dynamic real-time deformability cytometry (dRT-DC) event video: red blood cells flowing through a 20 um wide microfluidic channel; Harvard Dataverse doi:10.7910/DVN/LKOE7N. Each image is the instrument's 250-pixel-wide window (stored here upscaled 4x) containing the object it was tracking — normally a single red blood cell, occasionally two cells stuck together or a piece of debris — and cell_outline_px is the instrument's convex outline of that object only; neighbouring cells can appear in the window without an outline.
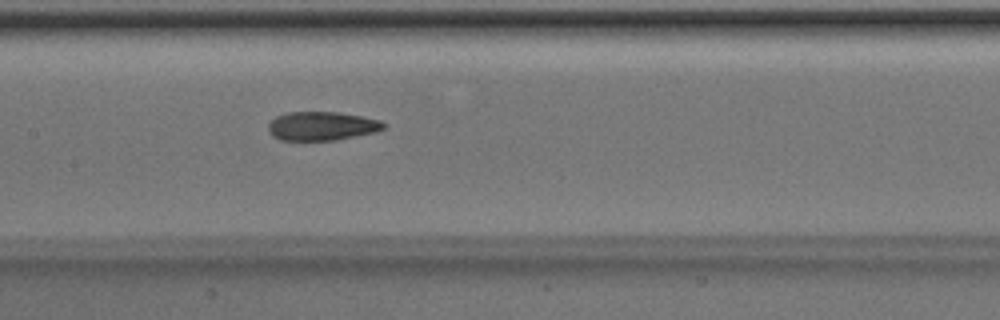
{"species": "Egyptian fruit bat (a non-hibernating species)", "species_latin": "Rousettus aegyptiacus", "temperature_condition": "room temperature", "stored_images_in_passage": 36, "camera_frame_rate_fps": 3000, "um_per_image_px": 0.085, "animal": {"sex": "male"}, "frame": {"image": 1, "passage_image": 10, "time_ms": 3.0, "image_size_px": [1000, 320], "cell_outline_px": [[388, 124], [384, 128], [376, 132], [336, 140], [280, 140], [272, 136], [268, 132], [268, 124], [276, 116], [288, 112], [336, 112], [364, 116], [380, 120]], "centroid_in_image_um": [27.37, 10.71], "position_along_channel_um": 180.0, "area_um2": 19.54}}
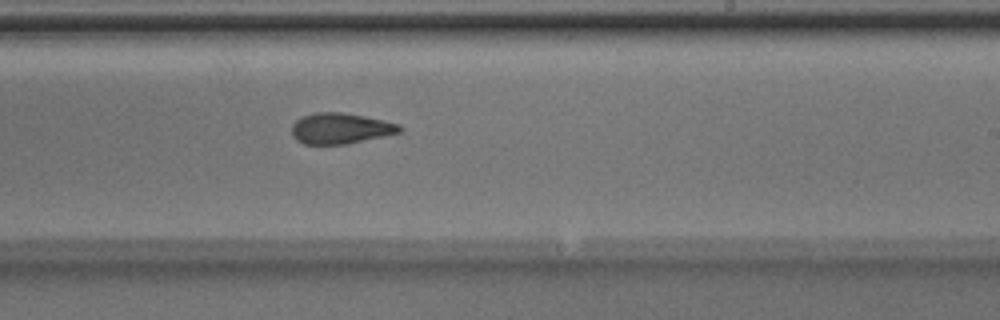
{"frame": {"image": 2, "passage_image": 16, "time_ms": 5.0, "image_size_px": [1000, 320], "cell_outline_px": [[404, 128], [400, 132], [348, 144], [304, 144], [296, 140], [292, 136], [292, 124], [296, 120], [312, 112], [340, 112], [364, 116], [384, 120], [400, 124]], "centroid_in_image_um": [28.94, 10.91], "position_along_channel_um": 260.1, "area_um2": 19.42}}
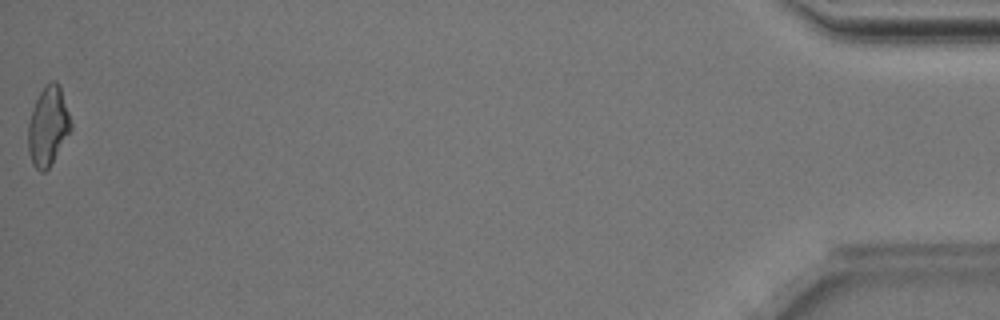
{"frame": {"image": 3, "passage_image": 36, "time_ms": 11.667, "image_size_px": [1000, 320], "cell_outline_px": [[72, 128], [48, 168], [44, 172], [40, 172], [32, 164], [28, 152], [28, 124], [36, 100], [44, 84], [52, 80], [56, 80], [60, 84], [72, 124]], "centroid_in_image_um": [4.08, 10.69], "position_along_channel_um": 431.1, "area_um2": 19.59}, "authors_computed_cell_mechanics": {"area_um2": 19.5653, "velocity_mm_per_s": 4.0189, "shape_relaxation_time_tau1_ms": 3.9794, "shape_relaxation_time_tau2_ms": 2.1441, "deformation_change_tau1": 0.1589, "deformation_change_tau2": 0.1026}}